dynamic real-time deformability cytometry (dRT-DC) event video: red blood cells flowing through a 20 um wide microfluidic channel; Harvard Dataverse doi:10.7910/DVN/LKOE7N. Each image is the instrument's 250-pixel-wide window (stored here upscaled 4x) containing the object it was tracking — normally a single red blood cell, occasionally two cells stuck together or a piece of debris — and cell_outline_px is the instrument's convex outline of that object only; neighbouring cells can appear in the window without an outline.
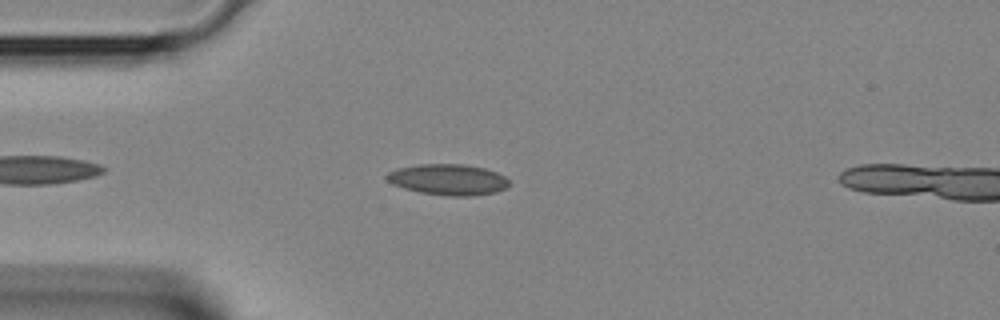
{"species": "Egyptian fruit bat (a non-hibernating species)", "species_latin": "Rousettus aegyptiacus", "temperature_condition": "room temperature", "stored_images_in_passage": 31, "camera_frame_rate_fps": 3000, "um_per_image_px": 0.085, "animal": {"sex": "female"}, "frame": {"image": 1, "passage_image": 6, "time_ms": 1.667, "image_size_px": [1000, 320], "cell_outline_px": [[508, 184], [504, 188], [496, 192], [472, 196], [448, 196], [420, 192], [404, 188], [392, 184], [384, 176], [388, 172], [396, 168], [420, 164], [464, 164], [484, 168], [496, 172], [504, 176], [508, 180]], "centroid_in_image_um": [38.06, 15.26], "position_along_channel_um": 46.9, "area_um2": 22.02}}
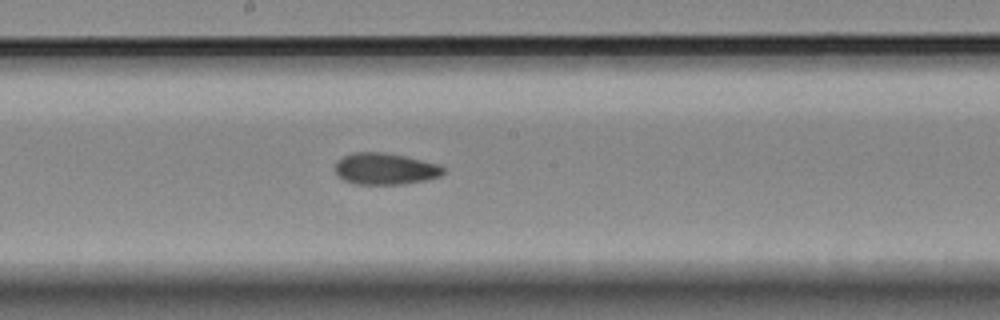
{"frame": {"image": 2, "passage_image": 17, "time_ms": 5.333, "image_size_px": [1000, 320], "cell_outline_px": [[444, 172], [440, 176], [424, 180], [404, 184], [356, 184], [344, 180], [336, 176], [332, 168], [336, 160], [352, 152], [384, 152], [404, 156], [440, 164], [444, 168]], "centroid_in_image_um": [32.67, 14.34], "position_along_channel_um": 215.5, "area_um2": 20.17}}
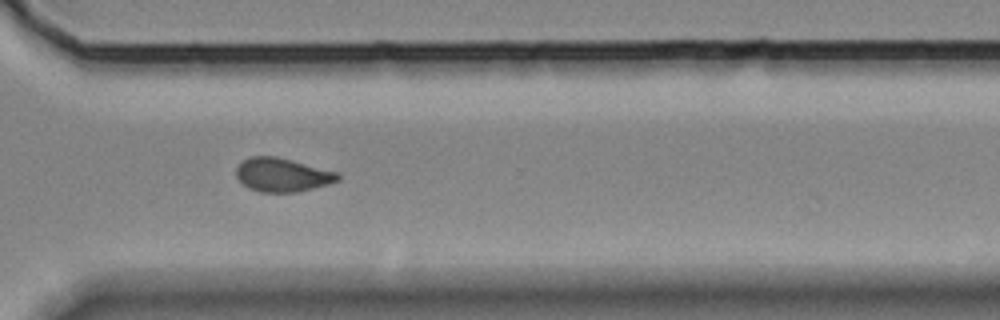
{"frame": {"image": 3, "passage_image": 25, "time_ms": 8.0, "image_size_px": [1000, 320], "cell_outline_px": [[340, 180], [328, 184], [296, 192], [260, 192], [248, 188], [236, 176], [236, 168], [244, 160], [252, 156], [276, 156], [292, 160], [336, 172], [340, 176]], "centroid_in_image_um": [23.98, 14.86], "position_along_channel_um": 346.6, "area_um2": 19.71}}